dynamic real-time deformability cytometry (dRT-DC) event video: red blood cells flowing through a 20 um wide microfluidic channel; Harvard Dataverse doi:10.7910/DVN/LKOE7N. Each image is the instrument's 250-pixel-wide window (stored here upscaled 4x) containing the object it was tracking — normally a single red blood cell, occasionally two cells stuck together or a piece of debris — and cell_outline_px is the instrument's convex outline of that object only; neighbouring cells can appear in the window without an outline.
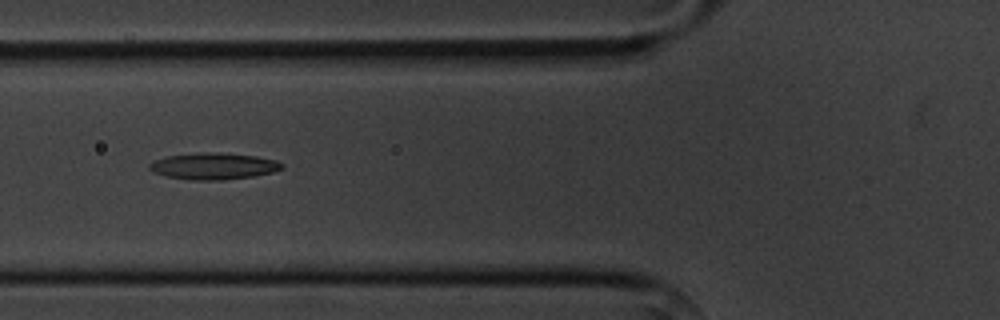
{"species": "common noctule bat (a hibernating species)", "species_latin": "Nyctalus noctula", "temperature_condition": "cold", "stored_images_in_passage": 5, "camera_frame_rate_fps": 3000, "um_per_image_px": 0.085, "animal": {"sex": "male", "body_mass_g": 20.1, "forearm_length_mm": 53.5}, "frame": {"image": 1, "passage_image": 2, "time_ms": 1.0, "image_size_px": [1000, 320], "cell_outline_px": [[284, 168], [272, 172], [252, 176], [224, 180], [192, 180], [164, 176], [152, 172], [148, 168], [148, 164], [156, 160], [168, 156], [200, 152], [216, 152], [256, 156], [276, 160], [284, 164]], "centroid_in_image_um": [18.14, 14.12], "position_along_channel_um": 107.7, "area_um2": 20.58}}
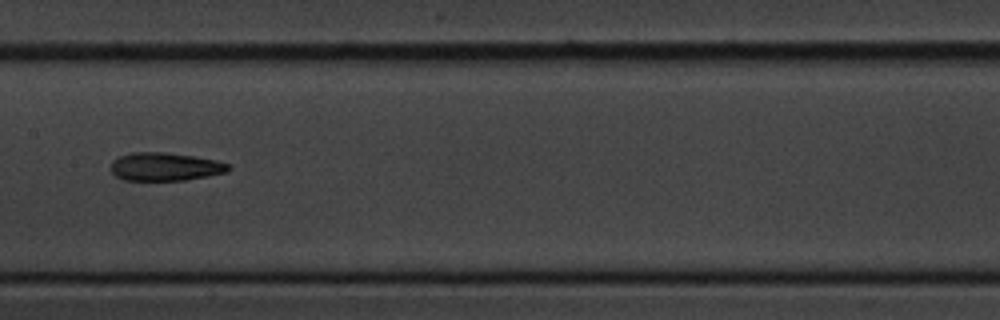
{"frame": {"image": 2, "passage_image": 4, "time_ms": 3.333, "image_size_px": [1000, 320], "cell_outline_px": [[232, 168], [228, 172], [208, 176], [184, 180], [124, 180], [116, 176], [108, 168], [112, 160], [120, 156], [132, 152], [164, 152], [196, 156], [216, 160], [228, 164]], "centroid_in_image_um": [14.02, 14.16], "position_along_channel_um": 193.4, "area_um2": 19.54}}
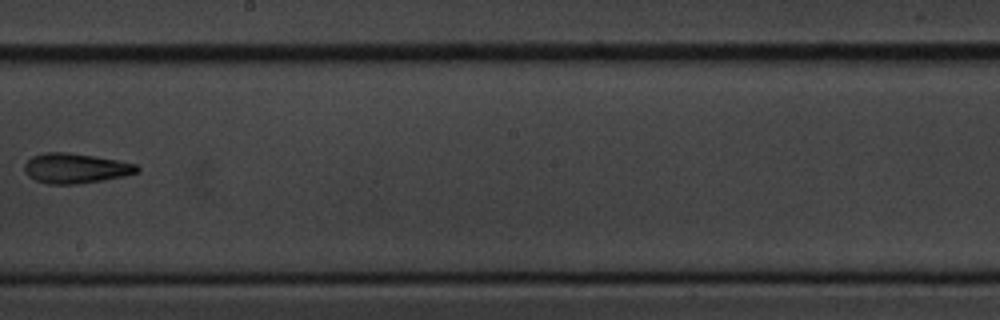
{"frame": {"image": 3, "passage_image": 5, "time_ms": 4.667, "image_size_px": [1000, 320], "cell_outline_px": [[140, 172], [124, 176], [80, 184], [48, 184], [36, 180], [28, 176], [24, 172], [24, 164], [32, 156], [44, 152], [68, 152], [116, 160], [136, 164], [140, 168]], "centroid_in_image_um": [6.4, 14.31], "position_along_channel_um": 241.8, "area_um2": 19.71}}